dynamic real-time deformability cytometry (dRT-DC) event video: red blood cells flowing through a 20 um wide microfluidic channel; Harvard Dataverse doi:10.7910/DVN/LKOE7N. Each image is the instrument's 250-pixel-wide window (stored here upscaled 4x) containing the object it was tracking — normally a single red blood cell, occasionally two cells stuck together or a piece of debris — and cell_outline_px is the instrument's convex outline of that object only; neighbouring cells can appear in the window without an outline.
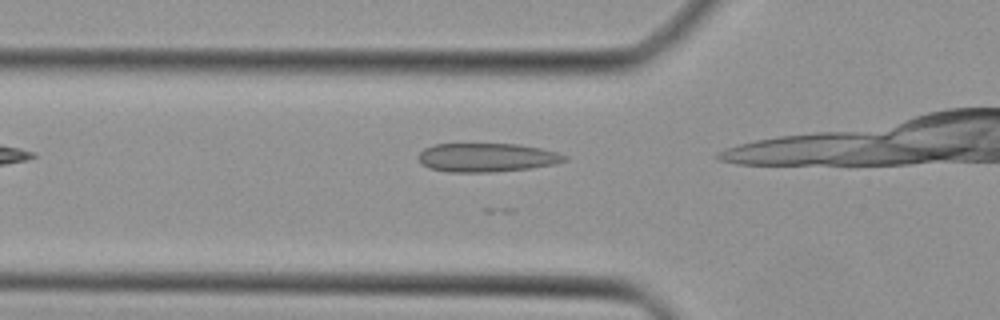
{"species": "Egyptian fruit bat (a non-hibernating species)", "species_latin": "Rousettus aegyptiacus", "temperature_condition": "cold", "stored_images_in_passage": 5, "camera_frame_rate_fps": 3000, "um_per_image_px": 0.085, "animal": {"sex": "female"}, "frame": {"image": 1, "passage_image": 2, "time_ms": 0.333, "image_size_px": [1000, 320], "cell_outline_px": [[568, 160], [556, 164], [528, 168], [492, 172], [448, 172], [428, 168], [416, 156], [424, 148], [436, 144], [520, 144], [540, 148], [556, 152], [568, 156]], "centroid_in_image_um": [41.38, 13.39], "position_along_channel_um": 84.4, "area_um2": 24.51}}